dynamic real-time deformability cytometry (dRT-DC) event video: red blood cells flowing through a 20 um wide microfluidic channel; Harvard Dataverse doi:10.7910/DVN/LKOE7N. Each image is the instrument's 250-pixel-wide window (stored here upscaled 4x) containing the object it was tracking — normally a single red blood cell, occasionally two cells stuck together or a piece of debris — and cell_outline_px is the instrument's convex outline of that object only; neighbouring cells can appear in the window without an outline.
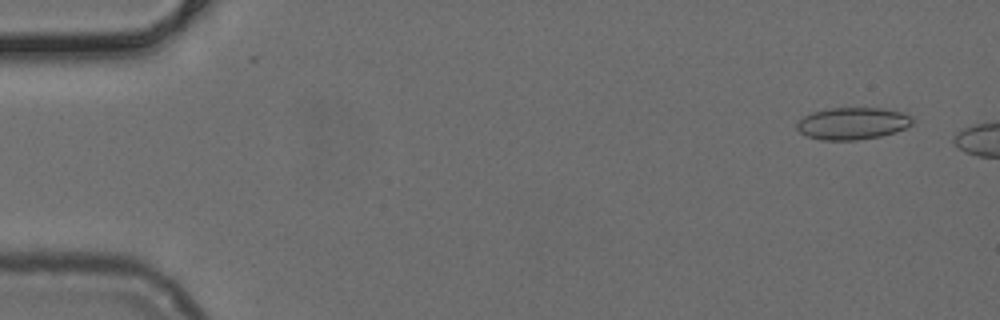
{"species": "common noctule bat (a hibernating species)", "species_latin": "Nyctalus noctula", "temperature_condition": "cold", "stored_images_in_passage": 12, "camera_frame_rate_fps": 3000, "um_per_image_px": 0.085, "animal": {"sex": "female", "body_mass_g": 24.6, "forearm_length_mm": 56.2}, "frame": {"image": 1, "passage_image": 3, "time_ms": 0.667, "image_size_px": [1000, 320], "cell_outline_px": [[912, 124], [904, 128], [880, 136], [856, 140], [820, 140], [808, 136], [800, 132], [796, 128], [796, 124], [804, 116], [812, 112], [828, 108], [880, 108], [904, 112], [912, 116]], "centroid_in_image_um": [72.45, 10.48], "position_along_channel_um": 12.6, "area_um2": 21.5}}